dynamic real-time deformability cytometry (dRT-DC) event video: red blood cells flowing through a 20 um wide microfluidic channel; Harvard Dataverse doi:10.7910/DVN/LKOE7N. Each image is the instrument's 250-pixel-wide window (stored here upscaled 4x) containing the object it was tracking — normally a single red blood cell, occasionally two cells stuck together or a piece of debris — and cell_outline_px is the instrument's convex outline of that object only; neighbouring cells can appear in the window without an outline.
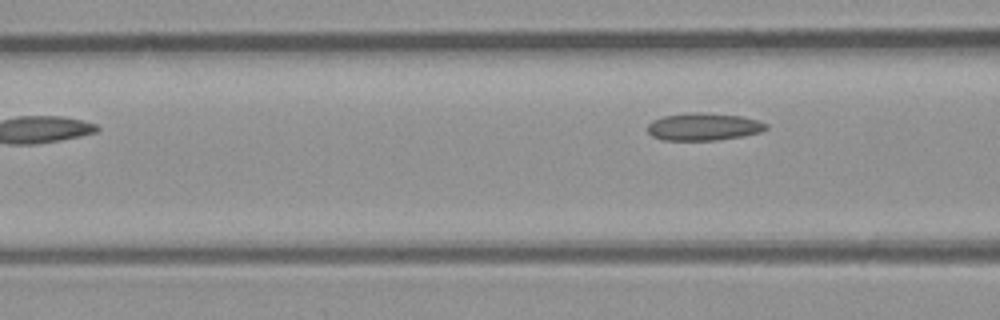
{"species": "common noctule bat (a hibernating species)", "species_latin": "Nyctalus noctula", "temperature_condition": "room temperature", "stored_images_in_passage": 8, "camera_frame_rate_fps": 3000, "um_per_image_px": 0.085, "animal": {"sex": "male", "body_mass_g": 23.1, "forearm_length_mm": 52.7}, "frame": {"image": 1, "passage_image": 7, "time_ms": 7.667, "image_size_px": [1000, 320], "cell_outline_px": [[768, 128], [760, 132], [744, 136], [716, 140], [664, 140], [652, 136], [648, 132], [648, 124], [652, 120], [664, 116], [688, 112], [700, 112], [744, 116], [768, 124]], "centroid_in_image_um": [59.81, 10.76], "position_along_channel_um": 106.8, "area_um2": 19.07}}